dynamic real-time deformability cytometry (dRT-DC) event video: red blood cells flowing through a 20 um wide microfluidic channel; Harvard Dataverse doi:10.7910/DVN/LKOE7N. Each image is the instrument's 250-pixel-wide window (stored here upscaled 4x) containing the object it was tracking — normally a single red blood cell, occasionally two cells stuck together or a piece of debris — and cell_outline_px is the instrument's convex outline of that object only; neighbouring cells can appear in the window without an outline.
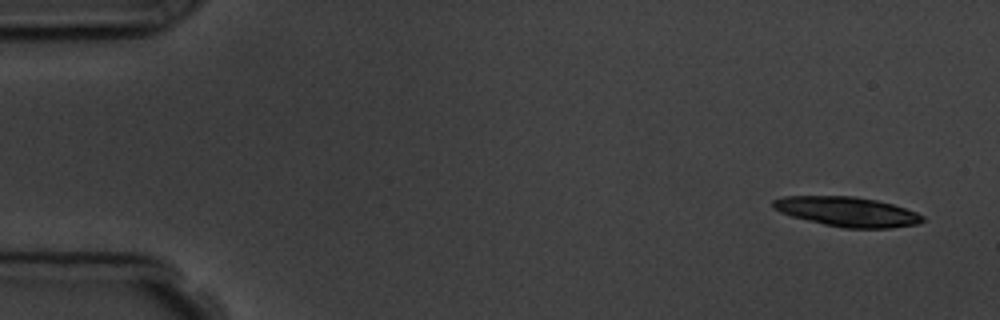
{"species": "common noctule bat (a hibernating species)", "species_latin": "Nyctalus noctula", "temperature_condition": "room temperature", "stored_images_in_passage": 6, "camera_frame_rate_fps": 3000, "um_per_image_px": 0.085, "animal": {"sex": "male", "body_mass_g": 19.5, "forearm_length_mm": 54.6}, "frame": {"image": 1, "passage_image": 1, "time_ms": 0.0, "image_size_px": [1000, 320], "cell_outline_px": [[924, 220], [916, 224], [892, 228], [844, 228], [824, 224], [792, 216], [780, 212], [772, 208], [772, 200], [784, 196], [852, 196], [876, 200], [892, 204], [916, 212], [924, 216]], "centroid_in_image_um": [71.99, 17.99], "position_along_channel_um": 13.0, "area_um2": 25.72}}